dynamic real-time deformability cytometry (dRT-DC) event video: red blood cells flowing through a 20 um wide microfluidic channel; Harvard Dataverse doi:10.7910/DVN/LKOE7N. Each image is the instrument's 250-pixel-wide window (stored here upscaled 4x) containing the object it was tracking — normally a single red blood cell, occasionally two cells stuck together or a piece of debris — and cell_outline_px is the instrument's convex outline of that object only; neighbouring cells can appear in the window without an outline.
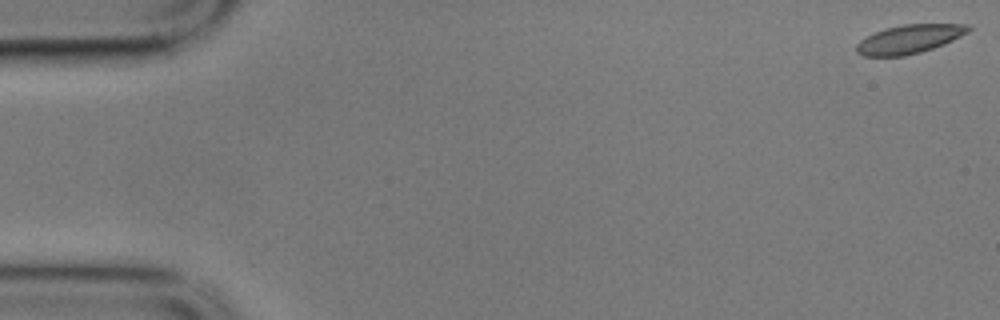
{"species": "common noctule bat (a hibernating species)", "species_latin": "Nyctalus noctula", "temperature_condition": "cold", "stored_images_in_passage": 4, "camera_frame_rate_fps": 3000, "um_per_image_px": 0.085, "animal": {"sex": "male", "body_mass_g": 17.9}, "frame": {"image": 1, "passage_image": 1, "time_ms": 0.0, "image_size_px": [1000, 320], "cell_outline_px": [[972, 28], [968, 32], [944, 44], [920, 52], [904, 56], [864, 56], [856, 52], [856, 44], [860, 40], [876, 32], [888, 28], [904, 24], [972, 24]], "centroid_in_image_um": [77.31, 3.32], "position_along_channel_um": 7.7, "area_um2": 18.55}}